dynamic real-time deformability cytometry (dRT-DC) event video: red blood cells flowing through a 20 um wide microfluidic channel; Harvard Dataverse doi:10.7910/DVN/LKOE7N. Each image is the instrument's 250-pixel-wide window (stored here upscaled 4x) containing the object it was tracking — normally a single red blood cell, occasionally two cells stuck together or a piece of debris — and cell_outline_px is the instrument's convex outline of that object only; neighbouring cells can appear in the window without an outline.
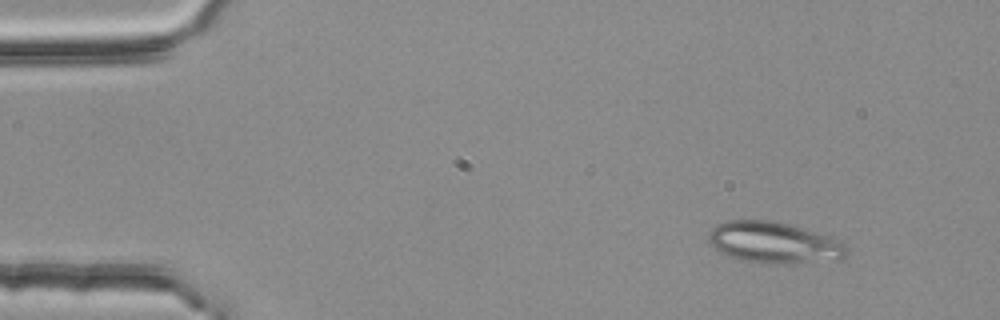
{"species": "common noctule bat (a hibernating species)", "species_latin": "Nyctalus noctula", "temperature_condition": "room temperature", "stored_images_in_passage": 4, "camera_frame_rate_fps": 3000, "um_per_image_px": 0.085, "animal": {"sex": "female", "body_mass_g": 25.1}, "frame": {"image": 1, "passage_image": 1, "time_ms": 0.0, "image_size_px": [1000, 320], "cell_outline_px": [[848, 252], [840, 260], [788, 264], [772, 264], [744, 260], [728, 256], [720, 252], [708, 240], [708, 232], [716, 224], [724, 220], [772, 220], [788, 224], [828, 236], [844, 244], [848, 248]], "centroid_in_image_um": [65.77, 20.63], "position_along_channel_um": 19.2, "area_um2": 33.29}}